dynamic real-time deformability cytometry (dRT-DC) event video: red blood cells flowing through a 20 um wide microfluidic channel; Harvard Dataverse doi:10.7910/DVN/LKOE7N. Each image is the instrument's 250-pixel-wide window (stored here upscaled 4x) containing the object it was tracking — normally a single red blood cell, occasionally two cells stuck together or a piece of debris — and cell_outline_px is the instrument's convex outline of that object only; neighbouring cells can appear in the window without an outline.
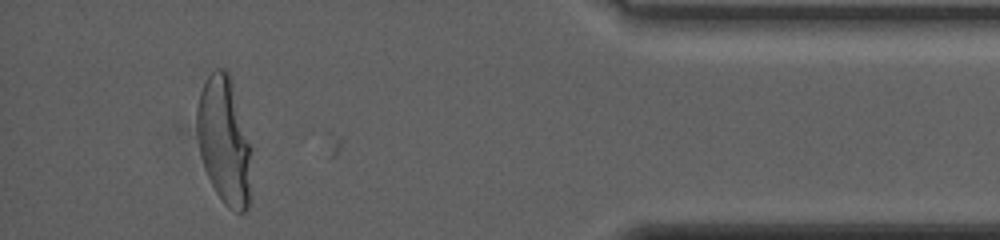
{"species": "human", "species_latin": "Homo sapiens", "temperature_condition": "warm", "stored_images_in_passage": 52, "camera_frame_rate_fps": 3000, "um_per_image_px": 0.085, "donor": {"sex": "female"}, "frame": {"image": 1, "passage_image": 51, "time_ms": 16.667, "image_size_px": [1000, 240], "cell_outline_px": [[252, 148], [248, 208], [244, 212], [236, 212], [228, 208], [224, 204], [216, 192], [204, 168], [200, 156], [196, 128], [196, 108], [200, 92], [208, 76], [216, 68], [224, 68], [228, 72], [232, 84]], "centroid_in_image_um": [19.05, 11.98], "position_along_channel_um": 416.1, "area_um2": 40.52}}